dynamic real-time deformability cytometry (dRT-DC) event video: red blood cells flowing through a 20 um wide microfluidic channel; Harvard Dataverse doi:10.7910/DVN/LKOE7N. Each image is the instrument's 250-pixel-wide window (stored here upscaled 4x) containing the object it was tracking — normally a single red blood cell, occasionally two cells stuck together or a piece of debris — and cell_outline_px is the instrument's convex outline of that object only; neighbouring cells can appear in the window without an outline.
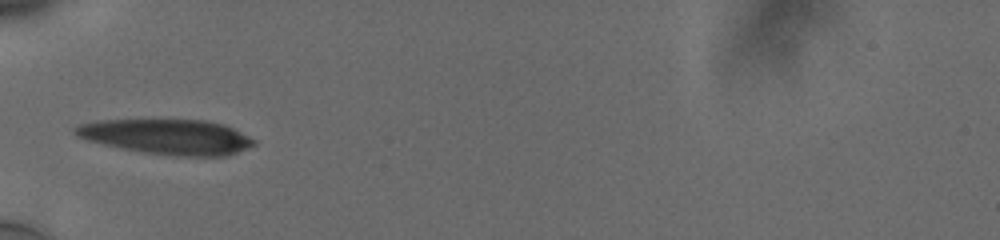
{"species": "human", "species_latin": "Homo sapiens", "temperature_condition": "cold", "stored_images_in_passage": 36, "camera_frame_rate_fps": 3000, "um_per_image_px": 0.085, "donor": {"sex": "male"}, "frame": {"image": 1, "passage_image": 1, "time_ms": 0.0, "image_size_px": [1000, 240], "cell_outline_px": [[256, 144], [248, 148], [228, 156], [176, 156], [144, 152], [120, 148], [88, 140], [76, 136], [72, 132], [72, 128], [80, 124], [96, 120], [204, 120], [224, 124], [256, 140]], "centroid_in_image_um": [14.2, 11.62], "position_along_channel_um": 70.8, "area_um2": 36.59}}
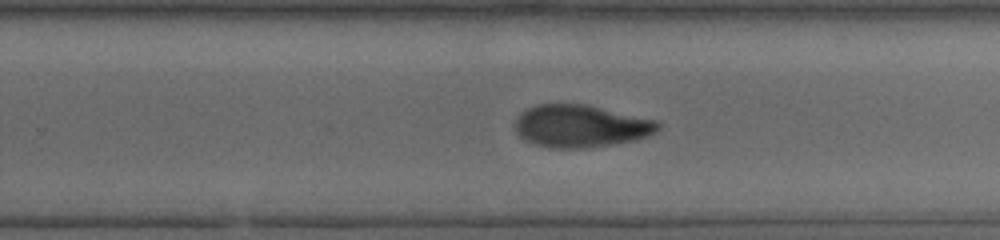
{"frame": {"image": 2, "passage_image": 18, "time_ms": 5.667, "image_size_px": [1000, 240], "cell_outline_px": [[660, 128], [656, 132], [648, 136], [636, 140], [584, 148], [548, 148], [532, 144], [524, 140], [516, 132], [512, 124], [520, 112], [536, 104], [588, 104], [660, 120]], "centroid_in_image_um": [49.36, 10.71], "position_along_channel_um": 280.4, "area_um2": 36.07}}
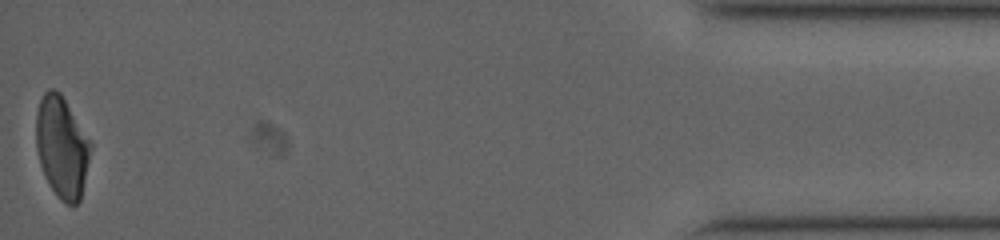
{"frame": {"image": 3, "passage_image": 36, "time_ms": 11.667, "image_size_px": [1000, 240], "cell_outline_px": [[92, 148], [80, 200], [72, 208], [60, 200], [56, 196], [48, 184], [44, 176], [40, 164], [36, 148], [36, 112], [40, 100], [44, 92], [48, 88], [56, 88], [60, 92], [92, 144]], "centroid_in_image_um": [5.24, 12.53], "position_along_channel_um": 430.0, "area_um2": 32.48}, "authors_computed_cell_mechanics": {"area_um2": 35.4025, "velocity_mm_per_s": 3.7632, "shape_relaxation_time_tau1_ms": 5.0061, "shape_relaxation_time_tau2_ms": 3.6979, "deformation_change_tau1": 0.1665, "deformation_change_tau2": 0.1007}}